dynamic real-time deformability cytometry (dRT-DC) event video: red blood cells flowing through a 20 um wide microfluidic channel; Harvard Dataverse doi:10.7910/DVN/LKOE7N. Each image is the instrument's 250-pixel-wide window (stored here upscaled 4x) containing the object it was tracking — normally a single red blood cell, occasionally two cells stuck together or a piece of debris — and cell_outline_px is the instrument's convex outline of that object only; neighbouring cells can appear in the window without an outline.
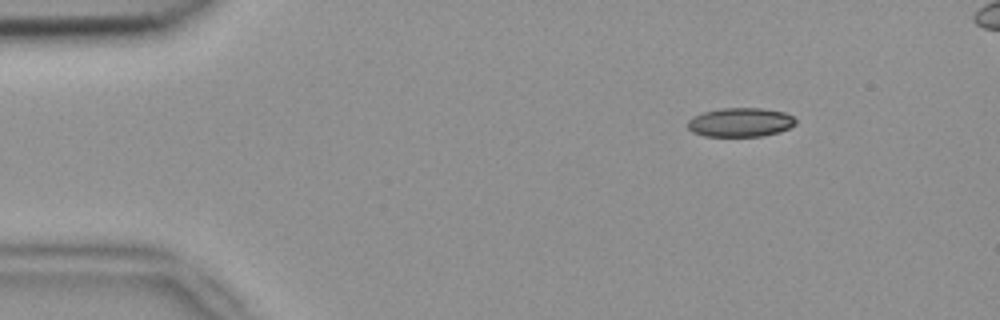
{"species": "common noctule bat (a hibernating species)", "species_latin": "Nyctalus noctula", "temperature_condition": "room temperature", "stored_images_in_passage": 4, "camera_frame_rate_fps": 3000, "um_per_image_px": 0.085, "animal": {"sex": "female", "body_mass_g": 18.4}, "frame": {"image": 1, "passage_image": 1, "time_ms": 0.0, "image_size_px": [1000, 320], "cell_outline_px": [[796, 124], [780, 132], [760, 136], [704, 136], [692, 132], [688, 128], [688, 120], [692, 116], [704, 112], [720, 108], [760, 108], [784, 112], [792, 116], [796, 120]], "centroid_in_image_um": [62.92, 10.39], "position_along_channel_um": 22.1, "area_um2": 18.26}}